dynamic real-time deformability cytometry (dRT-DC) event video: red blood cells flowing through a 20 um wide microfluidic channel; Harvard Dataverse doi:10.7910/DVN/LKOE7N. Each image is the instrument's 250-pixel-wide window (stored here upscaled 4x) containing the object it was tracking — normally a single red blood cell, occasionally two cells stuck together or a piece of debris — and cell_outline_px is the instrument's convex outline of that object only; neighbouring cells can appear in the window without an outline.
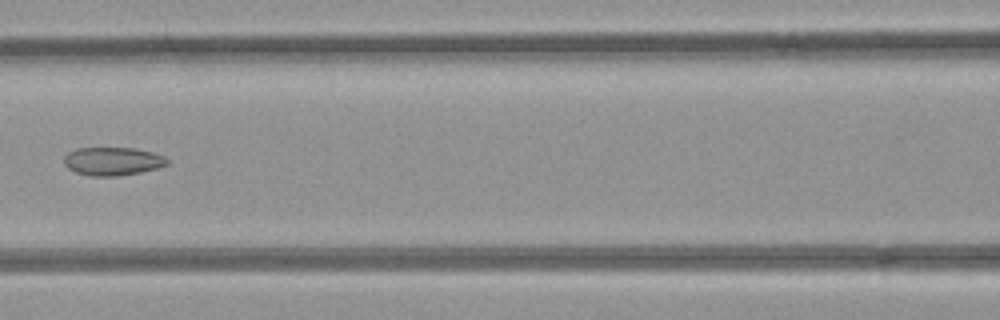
{"species": "common noctule bat (a hibernating species)", "species_latin": "Nyctalus noctula", "temperature_condition": "room temperature", "stored_images_in_passage": 8, "camera_frame_rate_fps": 3000, "um_per_image_px": 0.085, "animal": {"sex": "female", "body_mass_g": 21.9}, "frame": {"image": 1, "passage_image": 7, "time_ms": 2.0, "image_size_px": [1000, 320], "cell_outline_px": [[172, 160], [168, 164], [156, 168], [140, 172], [116, 176], [88, 176], [76, 172], [68, 168], [64, 164], [64, 156], [68, 152], [76, 148], [136, 148], [152, 152], [164, 156]], "centroid_in_image_um": [9.58, 13.7], "position_along_channel_um": 157.0, "area_um2": 17.11}}
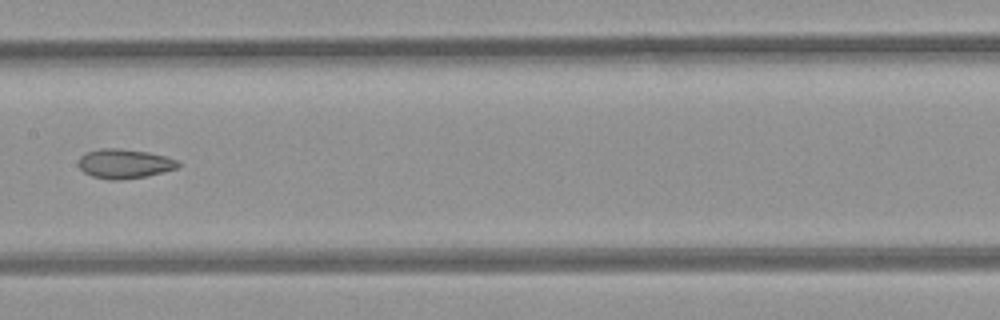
{"frame": {"image": 2, "passage_image": 8, "time_ms": 2.333, "image_size_px": [1000, 320], "cell_outline_px": [[180, 168], [148, 176], [124, 180], [108, 180], [92, 176], [84, 172], [80, 168], [80, 156], [88, 152], [100, 148], [116, 148], [148, 152], [164, 156], [176, 160], [180, 164]], "centroid_in_image_um": [10.61, 13.93], "position_along_channel_um": 196.8, "area_um2": 17.11}}